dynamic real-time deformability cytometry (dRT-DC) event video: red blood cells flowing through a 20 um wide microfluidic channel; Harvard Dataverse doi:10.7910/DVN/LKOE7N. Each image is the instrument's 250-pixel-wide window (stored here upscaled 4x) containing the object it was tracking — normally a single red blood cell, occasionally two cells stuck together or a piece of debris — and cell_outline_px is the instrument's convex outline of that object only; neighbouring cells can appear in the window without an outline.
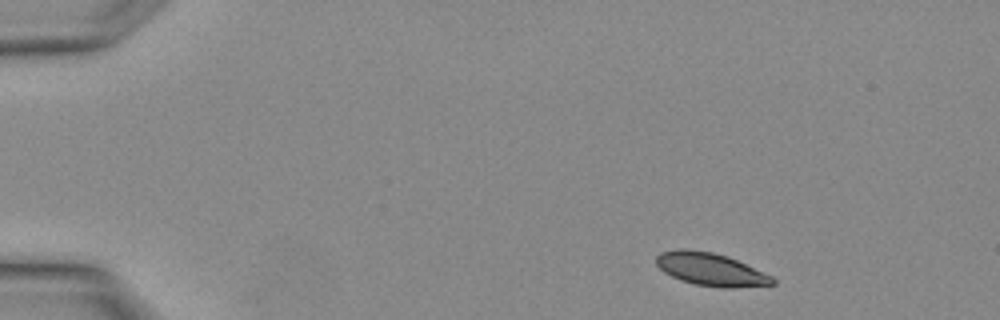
{"species": "Egyptian fruit bat (a non-hibernating species)", "species_latin": "Rousettus aegyptiacus", "temperature_condition": "warm", "stored_images_in_passage": 2, "camera_frame_rate_fps": 3000, "um_per_image_px": 0.085, "animal": {"sex": "female"}, "frame": {"image": 1, "passage_image": 1, "time_ms": 0.0, "image_size_px": [1000, 320], "cell_outline_px": [[776, 284], [732, 288], [724, 288], [696, 284], [680, 280], [664, 272], [656, 264], [656, 256], [660, 252], [680, 248], [712, 252], [728, 256], [772, 276], [776, 280]], "centroid_in_image_um": [60.41, 22.89], "position_along_channel_um": 24.6, "area_um2": 22.2}}